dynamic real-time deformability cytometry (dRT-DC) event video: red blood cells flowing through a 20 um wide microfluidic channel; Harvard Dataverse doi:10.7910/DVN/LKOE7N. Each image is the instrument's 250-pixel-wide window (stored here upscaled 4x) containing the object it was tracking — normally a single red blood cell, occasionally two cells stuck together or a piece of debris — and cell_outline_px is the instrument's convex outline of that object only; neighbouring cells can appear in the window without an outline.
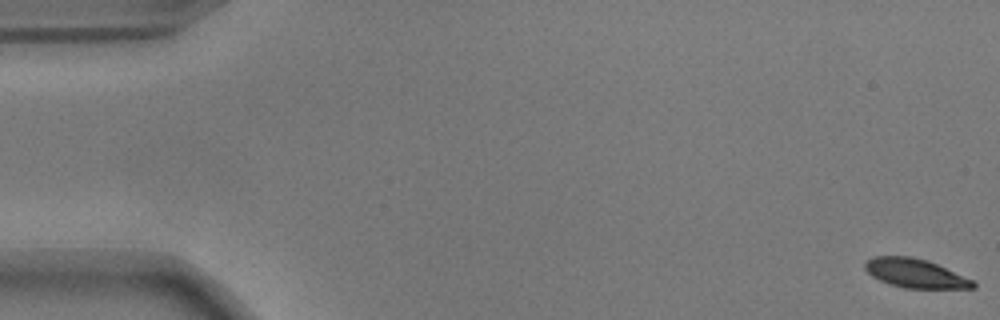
{"species": "common noctule bat (a hibernating species)", "species_latin": "Nyctalus noctula", "temperature_condition": "warm", "stored_images_in_passage": 16, "camera_frame_rate_fps": 3000, "um_per_image_px": 0.085, "animal": {"sex": "male", "body_mass_g": 17.9}, "frame": {"image": 1, "passage_image": 1, "time_ms": 0.0, "image_size_px": [1000, 320], "cell_outline_px": [[976, 288], [904, 288], [888, 284], [872, 276], [864, 268], [864, 264], [872, 256], [908, 256], [928, 260], [972, 280], [976, 284]], "centroid_in_image_um": [77.76, 23.23], "position_along_channel_um": 7.2, "area_um2": 18.09}}
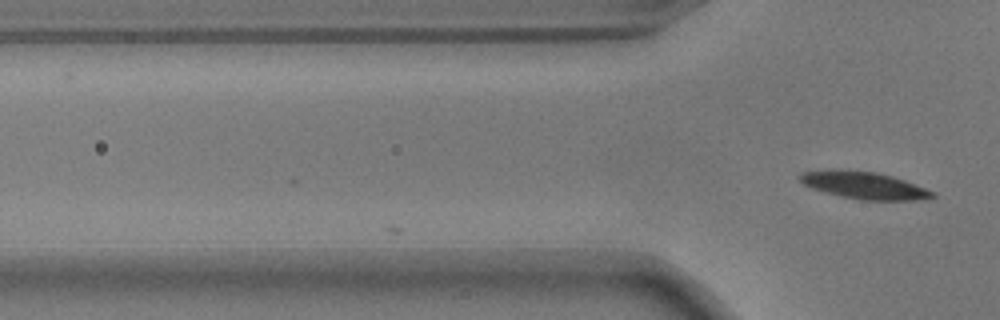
{"frame": {"image": 2, "passage_image": 16, "time_ms": 5.0, "image_size_px": [1000, 320], "cell_outline_px": [[936, 196], [916, 200], [860, 200], [840, 196], [824, 192], [812, 188], [804, 184], [800, 180], [800, 172], [828, 168], [840, 168], [876, 172], [892, 176], [904, 180], [936, 192]], "centroid_in_image_um": [73.4, 15.73], "position_along_channel_um": 52.4, "area_um2": 21.33}}